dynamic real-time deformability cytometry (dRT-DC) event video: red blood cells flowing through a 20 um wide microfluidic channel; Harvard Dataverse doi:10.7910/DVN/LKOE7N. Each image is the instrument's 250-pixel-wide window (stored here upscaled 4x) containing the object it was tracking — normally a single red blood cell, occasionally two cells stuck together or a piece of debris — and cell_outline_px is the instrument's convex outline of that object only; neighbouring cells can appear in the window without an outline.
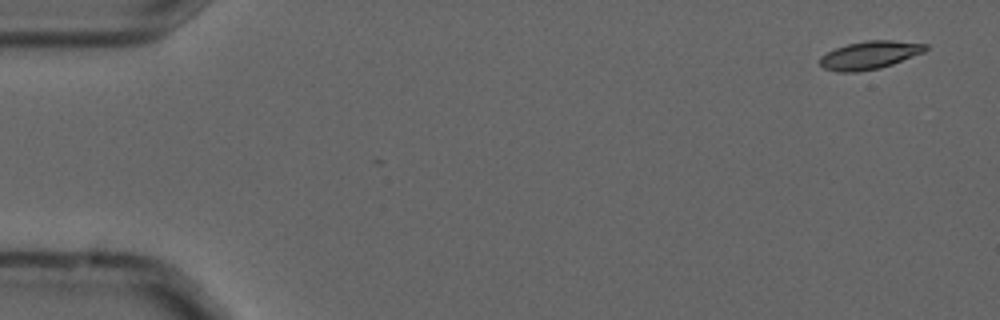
{"species": "common noctule bat (a hibernating species)", "species_latin": "Nyctalus noctula", "temperature_condition": "cold", "stored_images_in_passage": 3, "camera_frame_rate_fps": 3000, "um_per_image_px": 0.085, "animal": {"sex": "male", "forearm_length_mm": 52.5}, "frame": {"image": 1, "passage_image": 1, "time_ms": 0.0, "image_size_px": [1000, 320], "cell_outline_px": [[928, 48], [924, 52], [892, 64], [880, 68], [856, 72], [836, 72], [824, 68], [820, 64], [820, 56], [836, 48], [848, 44], [868, 40], [892, 40], [928, 44]], "centroid_in_image_um": [73.93, 4.68], "position_along_channel_um": 11.1, "area_um2": 17.17}}